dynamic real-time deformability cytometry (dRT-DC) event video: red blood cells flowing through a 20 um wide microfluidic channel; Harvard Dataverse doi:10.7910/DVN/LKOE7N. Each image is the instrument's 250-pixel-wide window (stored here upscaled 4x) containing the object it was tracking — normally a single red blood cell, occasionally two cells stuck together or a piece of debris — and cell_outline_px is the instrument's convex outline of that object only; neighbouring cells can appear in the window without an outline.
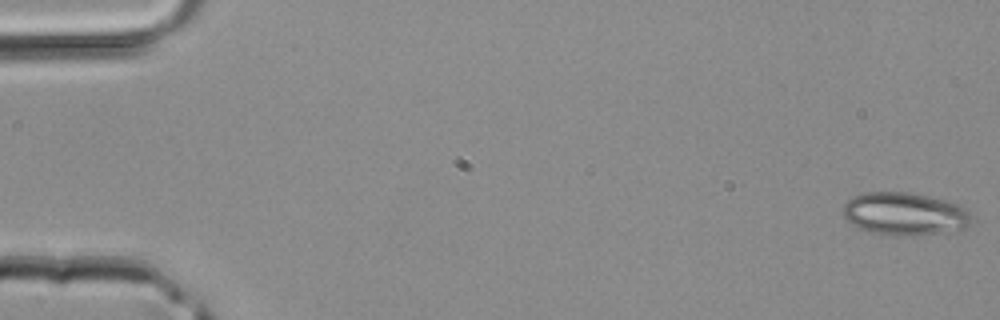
{"species": "common noctule bat (a hibernating species)", "species_latin": "Nyctalus noctula", "temperature_condition": "room temperature", "stored_images_in_passage": 43, "camera_frame_rate_fps": 3000, "um_per_image_px": 0.085, "animal": {"sex": "male", "body_mass_g": 20.4}, "frame": {"image": 1, "passage_image": 1, "time_ms": 0.0, "image_size_px": [1000, 320], "cell_outline_px": [[976, 220], [964, 228], [940, 232], [896, 236], [892, 236], [872, 232], [848, 224], [844, 216], [844, 204], [852, 196], [864, 192], [908, 192], [948, 200], [960, 204]], "centroid_in_image_um": [76.89, 18.16], "position_along_channel_um": 8.1, "area_um2": 32.14}}
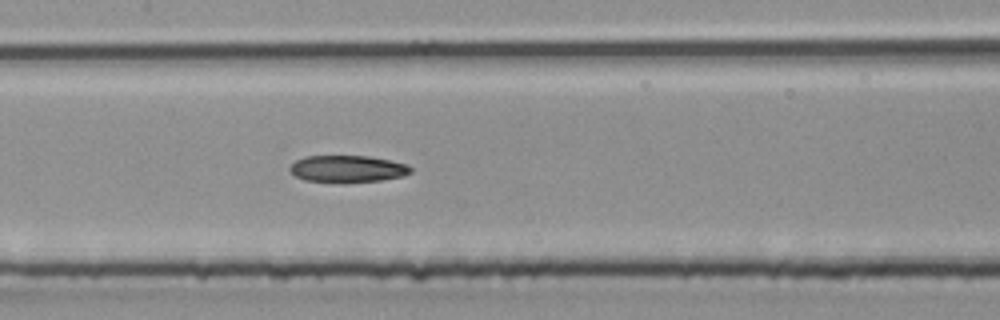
{"frame": {"image": 2, "passage_image": 21, "time_ms": 6.667, "image_size_px": [1000, 320], "cell_outline_px": [[412, 172], [404, 176], [380, 180], [340, 184], [304, 180], [296, 176], [288, 168], [296, 160], [304, 156], [368, 156], [392, 160], [408, 164], [412, 168]], "centroid_in_image_um": [29.56, 14.37], "position_along_channel_um": 177.8, "area_um2": 19.42}}
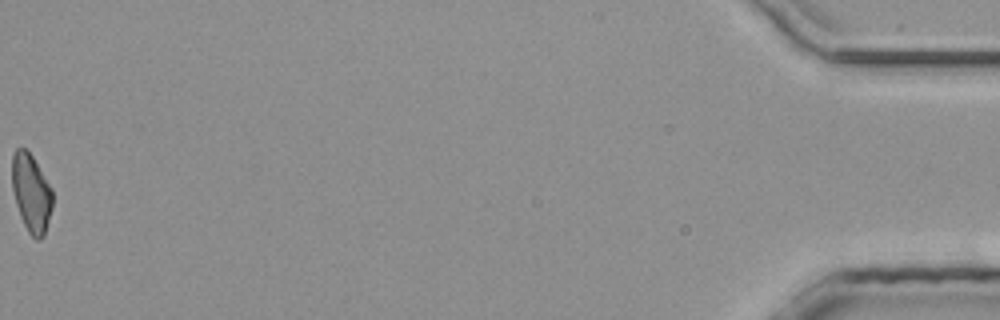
{"frame": {"image": 3, "passage_image": 43, "time_ms": 14.0, "image_size_px": [1000, 320], "cell_outline_px": [[52, 208], [44, 236], [40, 240], [36, 240], [28, 232], [20, 216], [16, 204], [12, 188], [12, 152], [16, 148], [24, 148], [32, 156], [52, 188]], "centroid_in_image_um": [2.65, 16.41], "position_along_channel_um": 432.6, "area_um2": 18.44}}